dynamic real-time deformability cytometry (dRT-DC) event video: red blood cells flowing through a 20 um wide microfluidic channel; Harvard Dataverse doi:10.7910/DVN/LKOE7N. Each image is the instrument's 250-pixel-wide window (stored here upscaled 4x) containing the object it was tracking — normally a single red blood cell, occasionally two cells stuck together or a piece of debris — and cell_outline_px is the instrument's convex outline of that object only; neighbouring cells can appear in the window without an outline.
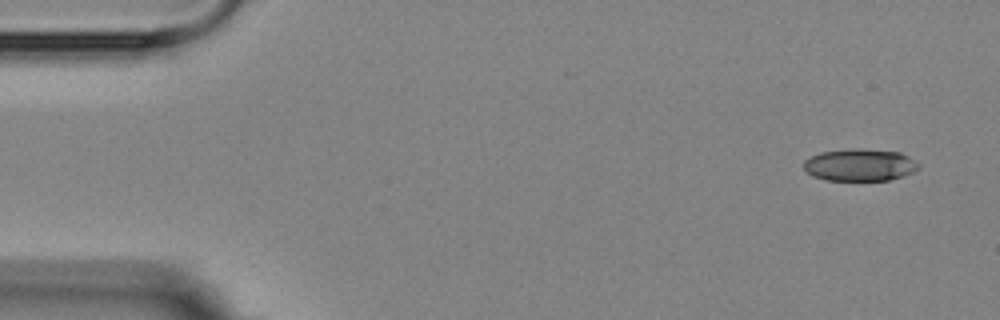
{"species": "Egyptian fruit bat (a non-hibernating species)", "species_latin": "Rousettus aegyptiacus", "temperature_condition": "room temperature", "stored_images_in_passage": 7, "camera_frame_rate_fps": 3000, "um_per_image_px": 0.085, "animal": {"sex": "female"}, "frame": {"image": 1, "passage_image": 1, "time_ms": 0.0, "image_size_px": [1000, 320], "cell_outline_px": [[920, 168], [904, 176], [888, 180], [824, 180], [812, 176], [804, 168], [804, 160], [820, 152], [852, 148], [860, 148], [900, 152], [908, 156], [920, 164]], "centroid_in_image_um": [73.1, 14.01], "position_along_channel_um": 11.9, "area_um2": 21.68}}
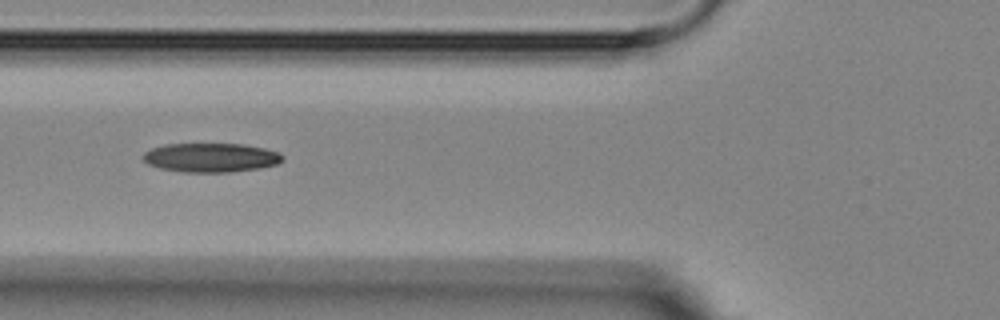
{"frame": {"image": 2, "passage_image": 6, "time_ms": 5.667, "image_size_px": [1000, 320], "cell_outline_px": [[284, 160], [276, 164], [260, 168], [232, 172], [180, 172], [160, 168], [148, 164], [140, 156], [144, 152], [152, 148], [164, 144], [244, 144], [264, 148], [280, 152], [284, 156]], "centroid_in_image_um": [17.92, 13.39], "position_along_channel_um": 107.9, "area_um2": 23.87}}
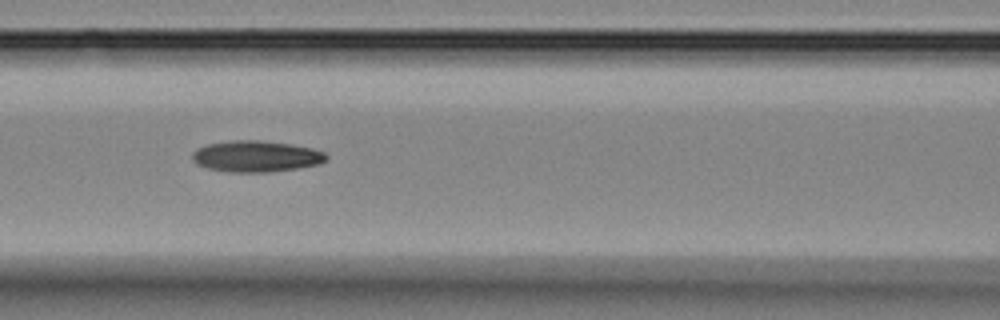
{"frame": {"image": 3, "passage_image": 7, "time_ms": 6.667, "image_size_px": [1000, 320], "cell_outline_px": [[328, 160], [320, 164], [296, 168], [268, 172], [228, 172], [208, 168], [196, 164], [192, 160], [192, 152], [196, 148], [208, 144], [232, 140], [260, 140], [292, 144], [312, 148], [324, 152], [328, 156]], "centroid_in_image_um": [21.77, 13.28], "position_along_channel_um": 144.8, "area_um2": 24.57}}